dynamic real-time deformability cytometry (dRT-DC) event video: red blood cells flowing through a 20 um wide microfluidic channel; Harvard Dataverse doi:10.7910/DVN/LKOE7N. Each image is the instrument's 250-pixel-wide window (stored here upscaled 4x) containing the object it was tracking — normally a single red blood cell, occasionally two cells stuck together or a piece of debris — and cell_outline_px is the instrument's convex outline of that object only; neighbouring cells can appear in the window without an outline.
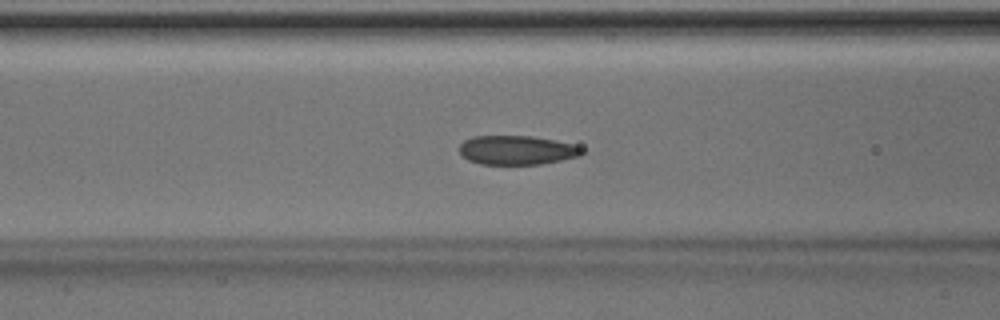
{"species": "Egyptian fruit bat (a non-hibernating species)", "species_latin": "Rousettus aegyptiacus", "temperature_condition": "room temperature", "stored_images_in_passage": 49, "camera_frame_rate_fps": 3000, "um_per_image_px": 0.085, "animal": {"sex": "male"}, "frame": {"image": 1, "passage_image": 19, "time_ms": 6.0, "image_size_px": [1000, 320], "cell_outline_px": [[584, 152], [580, 156], [540, 164], [480, 164], [468, 160], [460, 152], [460, 144], [464, 140], [472, 136], [532, 136], [572, 144], [584, 148]], "centroid_in_image_um": [43.93, 12.76], "position_along_channel_um": 122.7, "area_um2": 20.69}}
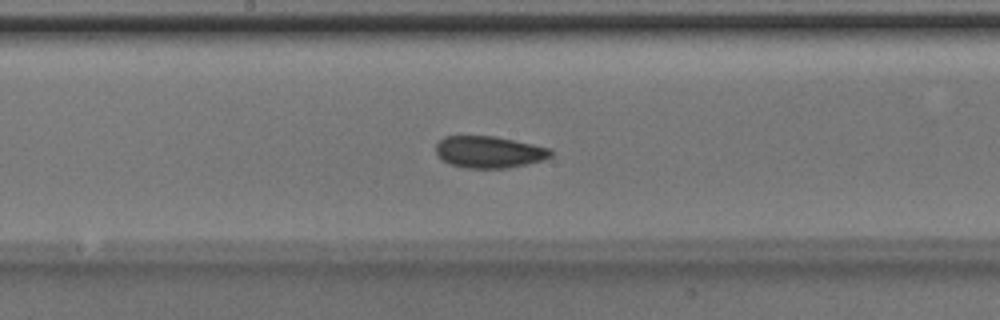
{"frame": {"image": 2, "passage_image": 25, "time_ms": 8.0, "image_size_px": [1000, 320], "cell_outline_px": [[552, 156], [528, 164], [508, 168], [464, 168], [452, 164], [436, 156], [436, 144], [444, 136], [496, 136], [552, 148]], "centroid_in_image_um": [41.58, 12.91], "position_along_channel_um": 206.6, "area_um2": 21.39}}
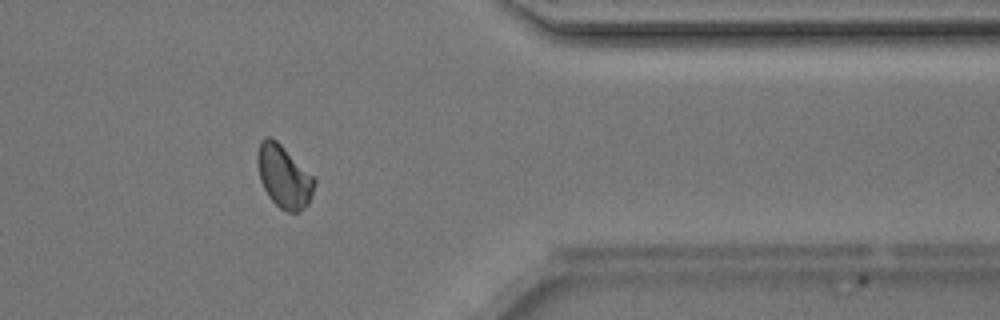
{"frame": {"image": 3, "passage_image": 39, "time_ms": 12.667, "image_size_px": [1000, 320], "cell_outline_px": [[316, 184], [312, 196], [308, 204], [300, 212], [288, 212], [280, 208], [268, 196], [260, 180], [256, 164], [256, 156], [260, 140], [264, 136], [272, 136], [316, 180]], "centroid_in_image_um": [24.1, 15.0], "position_along_channel_um": 387.3, "area_um2": 20.81}, "authors_computed_cell_mechanics": {"area_um2": 21.097, "velocity_mm_per_s": 4.2051, "shape_relaxation_time_tau1_ms": 4.32, "shape_relaxation_time_tau2_ms": 4.0548, "deformation_change_tau1": 0.0957, "deformation_change_tau2": 0.0539}}